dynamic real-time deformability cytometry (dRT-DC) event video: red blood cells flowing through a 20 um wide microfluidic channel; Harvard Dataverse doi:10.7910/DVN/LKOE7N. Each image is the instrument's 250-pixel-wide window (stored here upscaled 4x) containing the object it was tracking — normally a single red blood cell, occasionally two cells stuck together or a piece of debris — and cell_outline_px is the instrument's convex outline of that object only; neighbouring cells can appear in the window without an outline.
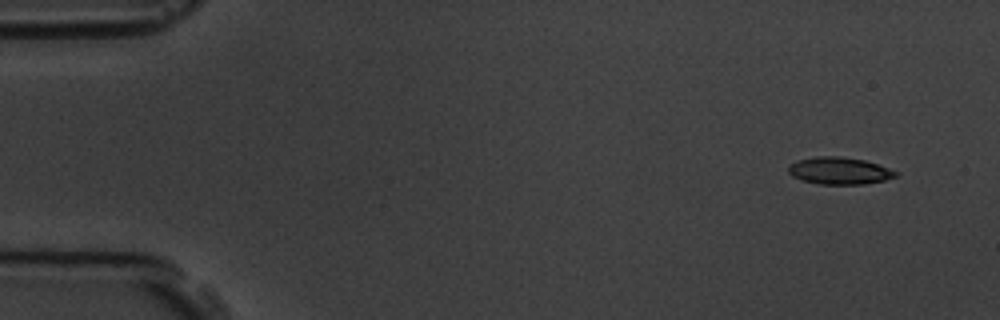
{"species": "common noctule bat (a hibernating species)", "species_latin": "Nyctalus noctula", "temperature_condition": "room temperature", "stored_images_in_passage": 4, "camera_frame_rate_fps": 3000, "um_per_image_px": 0.085, "animal": {"sex": "male", "body_mass_g": 19.5, "forearm_length_mm": 54.6}, "frame": {"image": 1, "passage_image": 1, "time_ms": 0.0, "image_size_px": [1000, 320], "cell_outline_px": [[900, 172], [896, 176], [884, 180], [864, 184], [820, 184], [800, 180], [792, 176], [788, 172], [788, 168], [792, 164], [800, 160], [816, 156], [840, 156], [864, 160]], "centroid_in_image_um": [71.35, 14.52], "position_along_channel_um": 13.7, "area_um2": 16.82}}
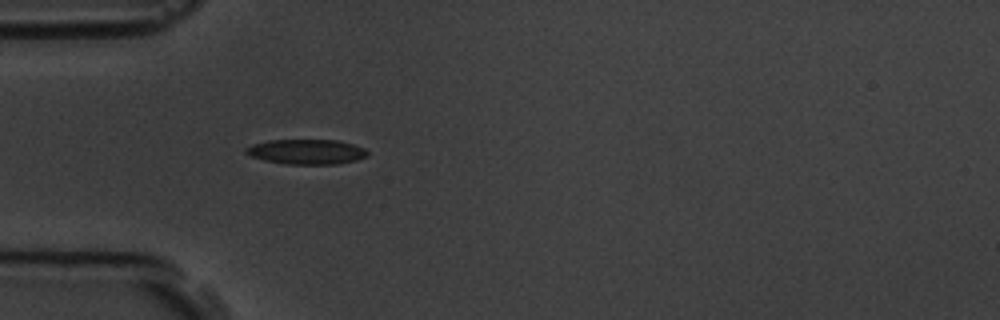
{"frame": {"image": 2, "passage_image": 4, "time_ms": 4.333, "image_size_px": [1000, 320], "cell_outline_px": [[368, 156], [356, 160], [336, 164], [284, 164], [264, 160], [252, 156], [244, 152], [244, 148], [252, 144], [268, 140], [340, 140], [364, 148], [368, 152]], "centroid_in_image_um": [26.04, 12.89], "position_along_channel_um": 59.0, "area_um2": 17.74}}